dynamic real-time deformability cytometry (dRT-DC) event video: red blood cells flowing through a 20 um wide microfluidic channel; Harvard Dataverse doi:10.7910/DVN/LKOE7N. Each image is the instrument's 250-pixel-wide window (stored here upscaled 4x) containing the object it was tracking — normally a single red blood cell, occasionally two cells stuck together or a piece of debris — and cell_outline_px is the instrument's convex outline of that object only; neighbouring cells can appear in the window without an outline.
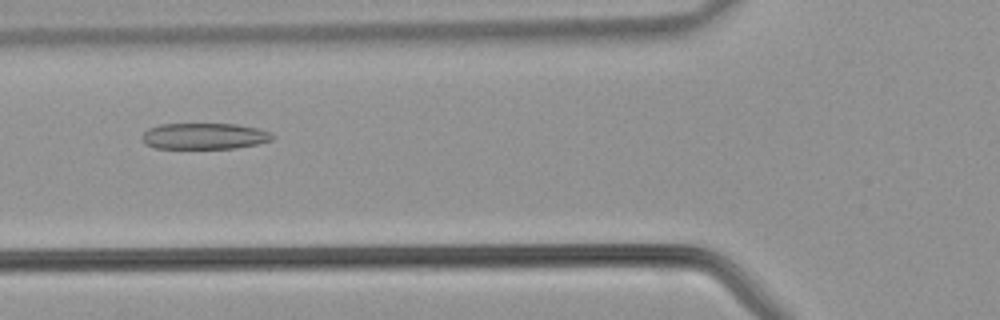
{"species": "common noctule bat (a hibernating species)", "species_latin": "Nyctalus noctula", "temperature_condition": "warm", "stored_images_in_passage": 35, "camera_frame_rate_fps": 3000, "um_per_image_px": 0.085, "animal": {"sex": "male", "body_mass_g": 21.5, "forearm_length_mm": 52.0}, "frame": {"image": 1, "passage_image": 9, "time_ms": 2.667, "image_size_px": [1000, 320], "cell_outline_px": [[276, 136], [272, 140], [256, 144], [236, 148], [156, 148], [144, 144], [140, 140], [140, 136], [148, 128], [160, 124], [236, 124], [256, 128], [268, 132]], "centroid_in_image_um": [17.31, 11.57], "position_along_channel_um": 108.5, "area_um2": 19.94}}
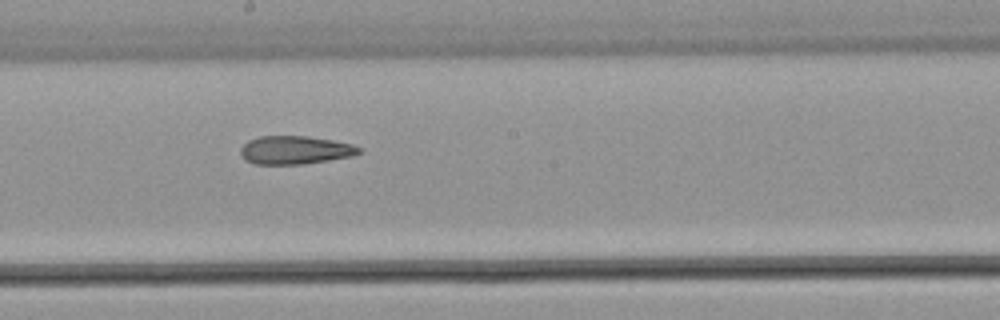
{"frame": {"image": 2, "passage_image": 16, "time_ms": 5.0, "image_size_px": [1000, 320], "cell_outline_px": [[360, 152], [352, 156], [328, 160], [300, 164], [256, 164], [244, 160], [240, 152], [240, 148], [248, 140], [260, 136], [308, 136], [332, 140], [352, 144], [360, 148]], "centroid_in_image_um": [25.04, 12.75], "position_along_channel_um": 223.2, "area_um2": 19.42}}
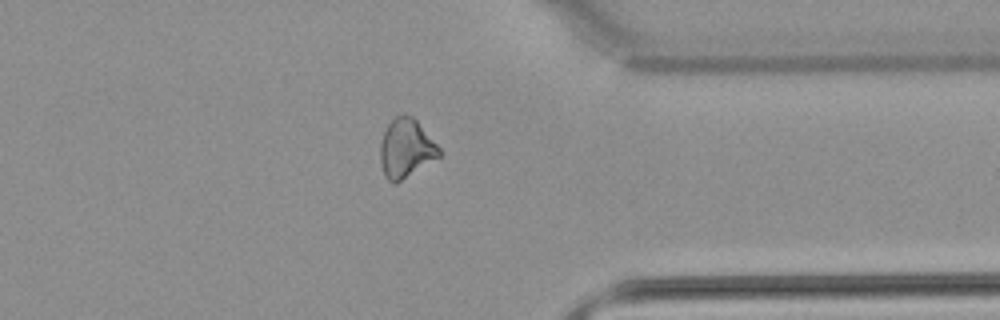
{"frame": {"image": 3, "passage_image": 26, "time_ms": 8.333, "image_size_px": [1000, 320], "cell_outline_px": [[440, 156], [396, 184], [392, 184], [384, 176], [380, 164], [380, 144], [384, 132], [388, 124], [400, 112], [404, 112], [412, 116], [416, 120], [440, 148]], "centroid_in_image_um": [34.48, 12.61], "position_along_channel_um": 376.9, "area_um2": 20.29}}